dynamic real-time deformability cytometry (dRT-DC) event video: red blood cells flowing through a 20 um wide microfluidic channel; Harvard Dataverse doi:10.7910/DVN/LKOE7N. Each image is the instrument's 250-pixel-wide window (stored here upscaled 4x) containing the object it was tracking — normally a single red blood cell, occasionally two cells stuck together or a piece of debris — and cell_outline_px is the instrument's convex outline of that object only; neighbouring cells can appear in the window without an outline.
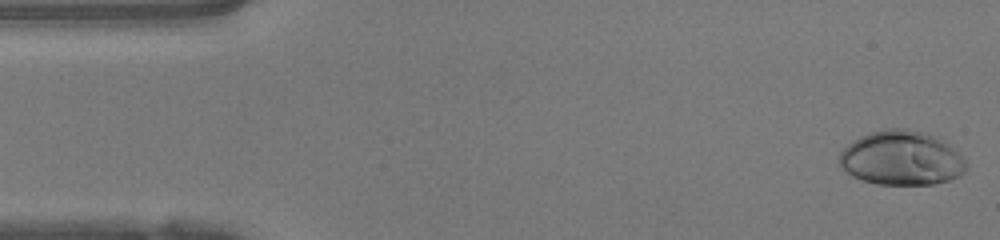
{"species": "human", "species_latin": "Homo sapiens", "temperature_condition": "warm", "stored_images_in_passage": 47, "camera_frame_rate_fps": 3000, "um_per_image_px": 0.085, "donor": {"sex": "female"}, "frame": {"image": 1, "passage_image": 1, "time_ms": 0.0, "image_size_px": [1000, 240], "cell_outline_px": [[968, 168], [960, 176], [948, 180], [932, 184], [876, 184], [852, 176], [840, 164], [840, 152], [852, 140], [860, 136], [880, 128], [904, 128], [924, 132], [944, 140], [968, 164]], "centroid_in_image_um": [76.63, 13.42], "position_along_channel_um": 8.4, "area_um2": 40.11}}
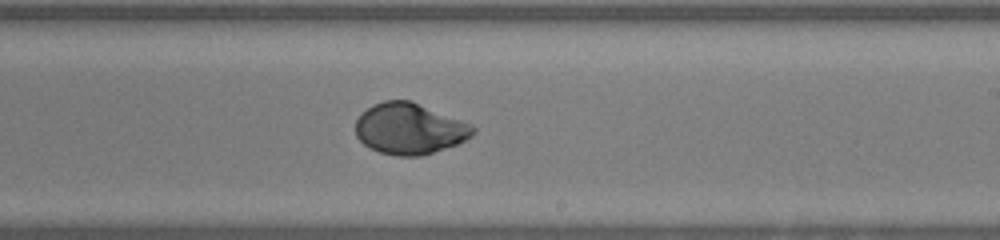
{"frame": {"image": 2, "passage_image": 27, "time_ms": 8.667, "image_size_px": [1000, 240], "cell_outline_px": [[476, 132], [472, 136], [456, 144], [420, 156], [396, 156], [380, 152], [368, 148], [356, 136], [356, 120], [372, 104], [384, 100], [412, 100], [472, 124], [476, 128]], "centroid_in_image_um": [34.82, 10.93], "position_along_channel_um": 254.2, "area_um2": 35.03}}
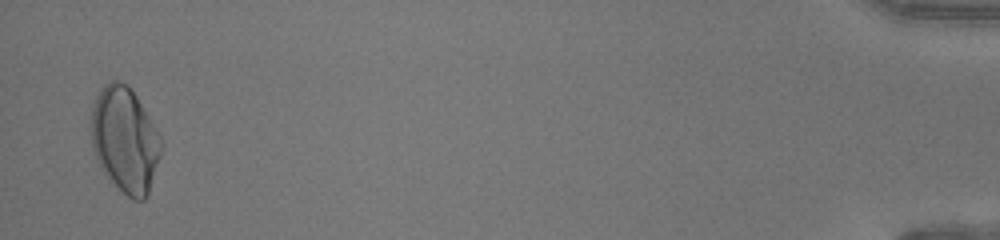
{"frame": {"image": 3, "passage_image": 46, "time_ms": 15.0, "image_size_px": [1000, 240], "cell_outline_px": [[164, 144], [148, 196], [144, 200], [132, 200], [108, 180], [100, 168], [96, 160], [92, 148], [88, 124], [92, 104], [100, 88], [104, 84], [112, 80], [120, 80], [128, 84], [136, 96], [160, 136]], "centroid_in_image_um": [10.57, 11.89], "position_along_channel_um": 424.6, "area_um2": 44.04}, "authors_computed_cell_mechanics": {"area_um2": 35.3158, "velocity_mm_per_s": 4.2334, "shape_relaxation_time_tau1_ms": 4.1485, "shape_relaxation_time_tau2_ms": null, "deformation_change_tau1": 0.2097, "deformation_change_tau2": null}}